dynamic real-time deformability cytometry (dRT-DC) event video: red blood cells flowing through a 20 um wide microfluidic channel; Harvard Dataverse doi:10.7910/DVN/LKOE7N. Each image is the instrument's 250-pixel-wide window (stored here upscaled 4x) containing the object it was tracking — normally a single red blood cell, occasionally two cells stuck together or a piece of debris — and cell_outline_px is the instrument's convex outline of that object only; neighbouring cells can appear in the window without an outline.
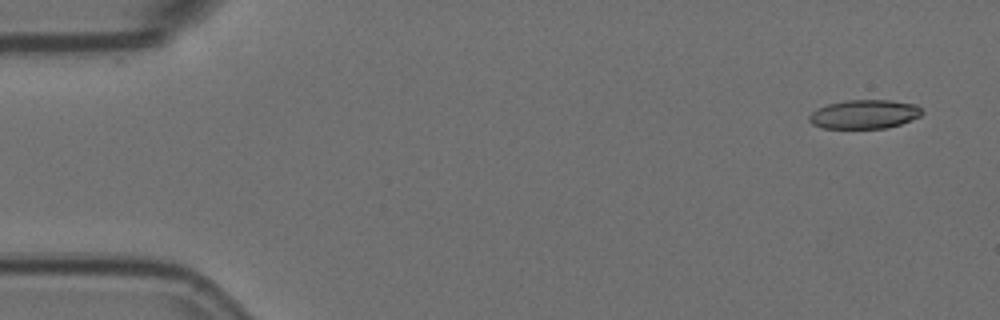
{"species": "Egyptian fruit bat (a non-hibernating species)", "species_latin": "Rousettus aegyptiacus", "temperature_condition": "room temperature", "stored_images_in_passage": 6, "camera_frame_rate_fps": 3000, "um_per_image_px": 0.085, "animal": {"sex": "female"}, "frame": {"image": 1, "passage_image": 1, "time_ms": 0.0, "image_size_px": [1000, 320], "cell_outline_px": [[924, 112], [920, 116], [912, 120], [888, 128], [820, 128], [812, 124], [808, 120], [808, 116], [816, 108], [828, 104], [844, 100], [888, 100], [916, 104]], "centroid_in_image_um": [73.45, 9.71], "position_along_channel_um": 11.5, "area_um2": 19.19}}
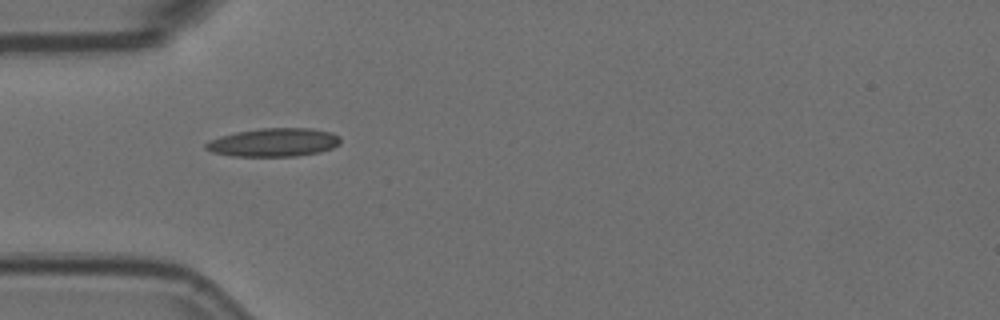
{"frame": {"image": 2, "passage_image": 5, "time_ms": 1.333, "image_size_px": [1000, 320], "cell_outline_px": [[340, 144], [332, 148], [320, 152], [296, 156], [232, 156], [212, 152], [204, 148], [204, 144], [208, 140], [220, 136], [236, 132], [260, 128], [312, 128], [332, 132], [340, 136]], "centroid_in_image_um": [23.27, 12.1], "position_along_channel_um": 61.7, "area_um2": 22.48}}
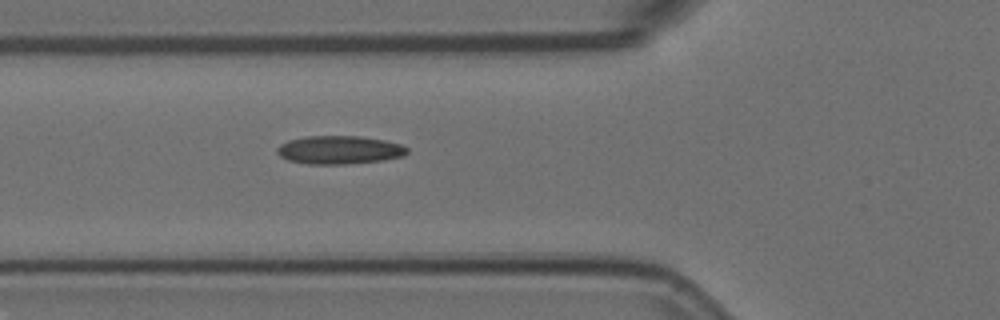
{"frame": {"image": 3, "passage_image": 6, "time_ms": 1.667, "image_size_px": [1000, 320], "cell_outline_px": [[408, 152], [400, 156], [380, 160], [344, 164], [308, 164], [288, 160], [280, 156], [276, 152], [276, 148], [280, 144], [288, 140], [308, 136], [360, 136], [384, 140], [400, 144], [408, 148]], "centroid_in_image_um": [28.79, 12.73], "position_along_channel_um": 97.0, "area_um2": 21.27}}